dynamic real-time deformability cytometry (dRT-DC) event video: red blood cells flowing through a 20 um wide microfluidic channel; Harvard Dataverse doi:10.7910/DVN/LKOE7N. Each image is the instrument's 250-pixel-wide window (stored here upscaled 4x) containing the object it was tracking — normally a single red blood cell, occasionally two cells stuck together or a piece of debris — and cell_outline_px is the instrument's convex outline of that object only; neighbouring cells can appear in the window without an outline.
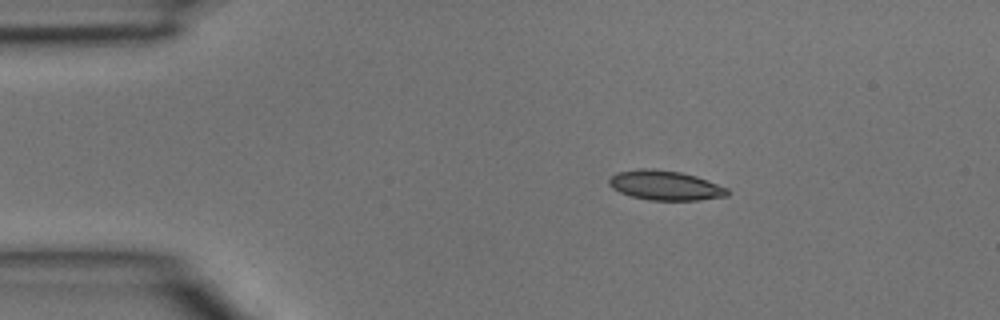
{"species": "common noctule bat (a hibernating species)", "species_latin": "Nyctalus noctula", "temperature_condition": "room temperature", "stored_images_in_passage": 3, "camera_frame_rate_fps": 3000, "um_per_image_px": 0.085, "animal": {"sex": "male", "body_mass_g": 15.6}, "frame": {"image": 1, "passage_image": 2, "time_ms": 0.333, "image_size_px": [1000, 320], "cell_outline_px": [[728, 196], [696, 200], [648, 200], [632, 196], [620, 192], [612, 188], [608, 184], [608, 180], [616, 172], [640, 168], [652, 168], [680, 172], [696, 176], [708, 180], [728, 188]], "centroid_in_image_um": [56.53, 15.75], "position_along_channel_um": 28.5, "area_um2": 20.46}}
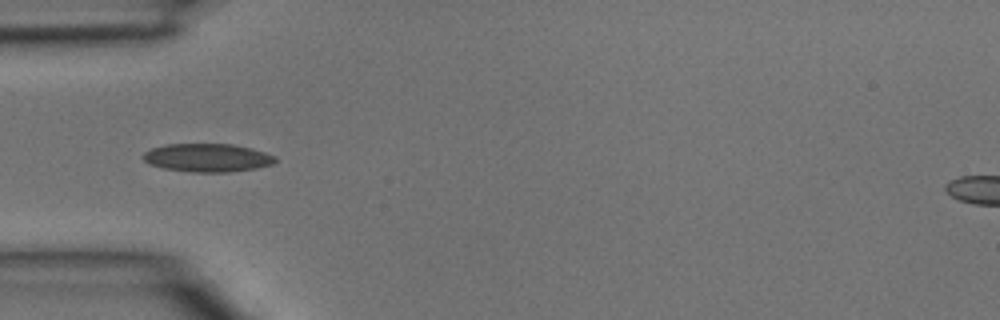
{"frame": {"image": 2, "passage_image": 3, "time_ms": 0.667, "image_size_px": [1000, 320], "cell_outline_px": [[276, 160], [272, 164], [256, 168], [228, 172], [192, 172], [164, 168], [148, 164], [140, 156], [144, 152], [152, 148], [168, 144], [232, 144], [252, 148], [276, 156]], "centroid_in_image_um": [17.61, 13.4], "position_along_channel_um": 67.4, "area_um2": 21.79}}